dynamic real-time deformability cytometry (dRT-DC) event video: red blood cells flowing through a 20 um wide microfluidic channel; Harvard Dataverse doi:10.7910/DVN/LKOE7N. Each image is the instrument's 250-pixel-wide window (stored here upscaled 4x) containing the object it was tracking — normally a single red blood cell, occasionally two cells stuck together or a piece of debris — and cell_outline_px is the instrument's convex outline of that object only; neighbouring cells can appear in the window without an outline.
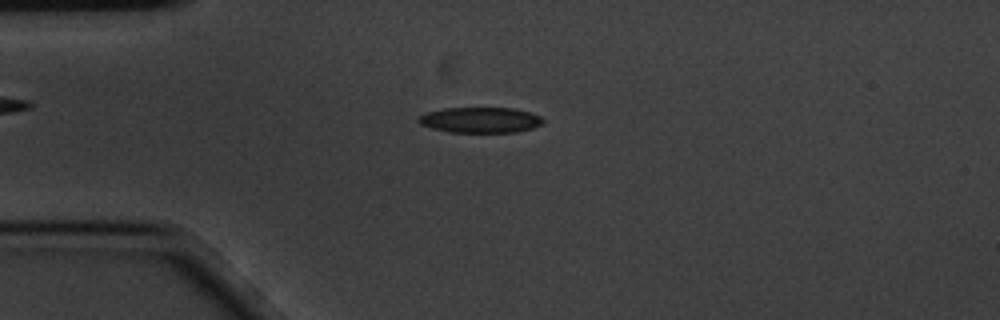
{"species": "common noctule bat (a hibernating species)", "species_latin": "Nyctalus noctula", "temperature_condition": "cold", "stored_images_in_passage": 9, "camera_frame_rate_fps": 3000, "um_per_image_px": 0.085, "animal": {"sex": "male", "body_mass_g": 20.1, "forearm_length_mm": 53.5}, "frame": {"image": 1, "passage_image": 2, "time_ms": 0.333, "image_size_px": [1000, 320], "cell_outline_px": [[544, 120], [540, 124], [532, 128], [516, 132], [448, 132], [432, 128], [420, 124], [416, 120], [424, 112], [444, 108], [512, 108], [528, 112], [540, 116]], "centroid_in_image_um": [40.77, 10.2], "position_along_channel_um": 44.2, "area_um2": 18.5}}
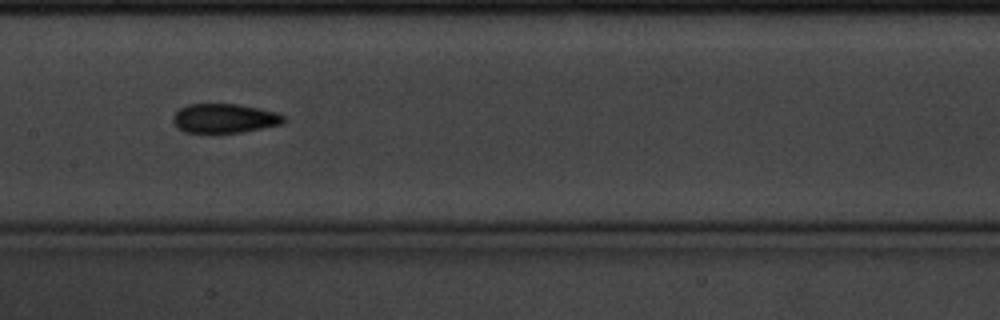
{"frame": {"image": 2, "passage_image": 6, "time_ms": 1.667, "image_size_px": [1000, 320], "cell_outline_px": [[284, 120], [280, 124], [240, 132], [184, 132], [176, 128], [172, 120], [172, 116], [180, 108], [188, 104], [236, 104], [260, 108], [276, 112], [284, 116]], "centroid_in_image_um": [19.02, 10.05], "position_along_channel_um": 188.4, "area_um2": 18.67}}
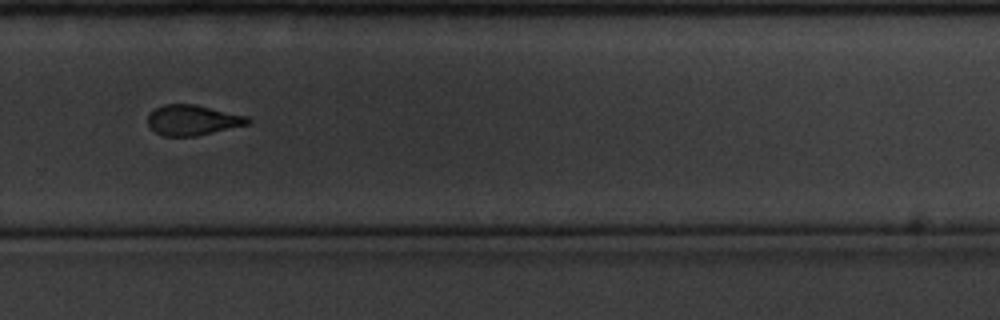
{"frame": {"image": 3, "passage_image": 9, "time_ms": 2.667, "image_size_px": [1000, 320], "cell_outline_px": [[252, 120], [248, 124], [196, 136], [164, 136], [156, 132], [148, 124], [148, 112], [164, 104], [196, 104], [248, 116]], "centroid_in_image_um": [16.38, 10.2], "position_along_channel_um": 313.4, "area_um2": 17.69}}